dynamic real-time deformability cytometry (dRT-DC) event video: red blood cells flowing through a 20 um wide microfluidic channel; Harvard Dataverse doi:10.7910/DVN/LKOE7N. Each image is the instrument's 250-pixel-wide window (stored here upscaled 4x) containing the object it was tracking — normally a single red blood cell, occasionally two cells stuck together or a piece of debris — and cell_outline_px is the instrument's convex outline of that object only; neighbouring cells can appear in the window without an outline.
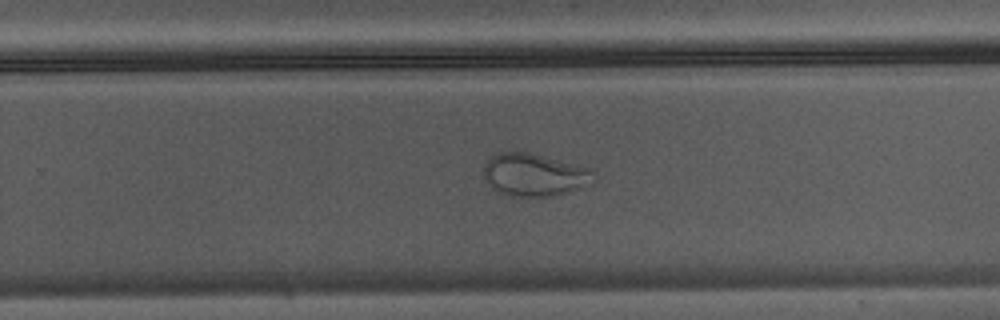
{"species": "Egyptian fruit bat (a non-hibernating species)", "species_latin": "Rousettus aegyptiacus", "temperature_condition": "warm", "stored_images_in_passage": 30, "camera_frame_rate_fps": 3000, "um_per_image_px": 0.085, "animal": {"sex": "male"}, "frame": {"image": 1, "passage_image": 18, "time_ms": 5.667, "image_size_px": [1000, 320], "cell_outline_px": [[596, 184], [552, 196], [512, 196], [500, 192], [484, 180], [484, 164], [496, 152], [528, 152], [588, 168], [596, 176]], "centroid_in_image_um": [45.44, 14.86], "position_along_channel_um": 284.4, "area_um2": 27.22}}